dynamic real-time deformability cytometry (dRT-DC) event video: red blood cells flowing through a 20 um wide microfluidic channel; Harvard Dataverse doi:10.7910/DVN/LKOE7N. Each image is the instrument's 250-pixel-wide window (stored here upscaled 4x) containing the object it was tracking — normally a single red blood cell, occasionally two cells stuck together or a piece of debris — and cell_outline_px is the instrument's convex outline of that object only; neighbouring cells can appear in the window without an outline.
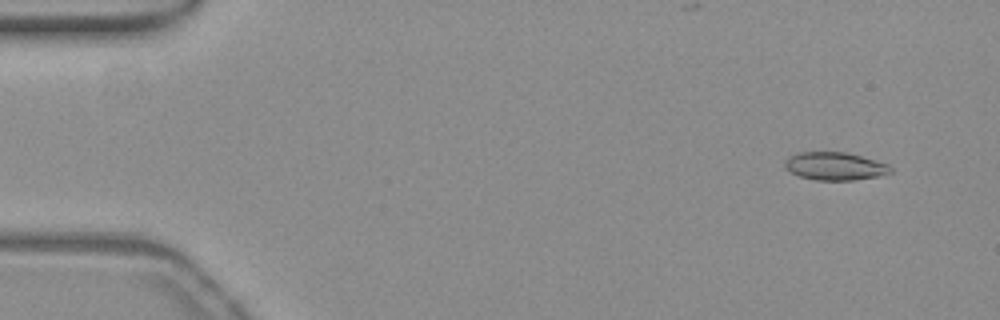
{"species": "common noctule bat (a hibernating species)", "species_latin": "Nyctalus noctula", "temperature_condition": "warm", "stored_images_in_passage": 15, "camera_frame_rate_fps": 3000, "um_per_image_px": 0.085, "animal": {"sex": "female", "body_mass_g": 19.3, "forearm_length_mm": 54.1}, "frame": {"image": 1, "passage_image": 1, "time_ms": 0.0, "image_size_px": [1000, 320], "cell_outline_px": [[892, 172], [876, 176], [852, 180], [816, 180], [800, 176], [784, 168], [784, 160], [788, 156], [800, 152], [844, 152], [860, 156], [888, 164], [892, 168]], "centroid_in_image_um": [70.92, 14.12], "position_along_channel_um": 14.1, "area_um2": 17.05}}
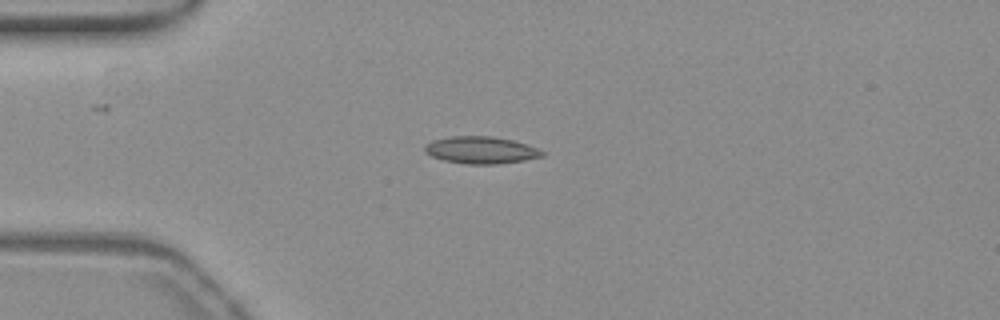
{"frame": {"image": 2, "passage_image": 11, "time_ms": 3.333, "image_size_px": [1000, 320], "cell_outline_px": [[544, 156], [524, 160], [500, 164], [464, 164], [444, 160], [432, 156], [424, 152], [424, 144], [432, 140], [448, 136], [492, 136], [512, 140], [536, 148], [544, 152]], "centroid_in_image_um": [40.83, 12.75], "position_along_channel_um": 44.2, "area_um2": 18.61}}